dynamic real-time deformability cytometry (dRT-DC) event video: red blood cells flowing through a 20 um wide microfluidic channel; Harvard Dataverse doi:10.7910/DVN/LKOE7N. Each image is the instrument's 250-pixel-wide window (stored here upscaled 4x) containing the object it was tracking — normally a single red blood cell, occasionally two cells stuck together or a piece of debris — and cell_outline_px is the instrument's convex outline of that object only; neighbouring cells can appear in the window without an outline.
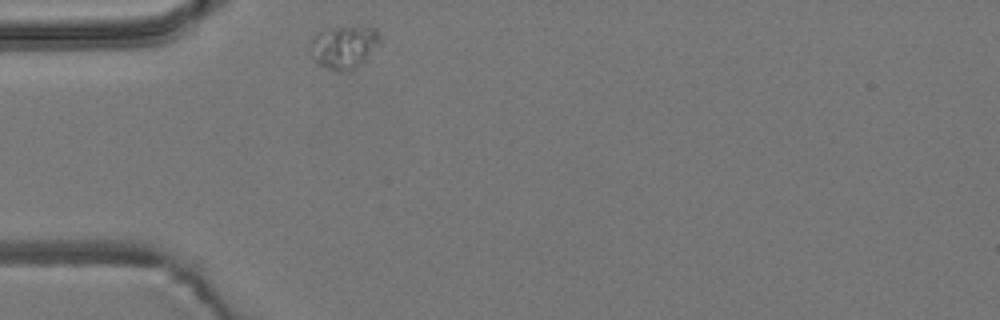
{"species": "common noctule bat (a hibernating species)", "species_latin": "Nyctalus noctula", "temperature_condition": "room temperature", "stored_images_in_passage": 43, "camera_frame_rate_fps": 3000, "um_per_image_px": 0.085, "animal": {"sex": "male", "body_mass_g": 19.2, "forearm_length_mm": 51.8}, "frame": {"image": 1, "passage_image": 1, "time_ms": 0.0, "image_size_px": [1000, 320], "cell_outline_px": [[384, 40], [360, 64], [348, 72], [340, 72], [328, 68], [320, 64], [312, 56], [308, 48], [308, 44], [312, 36], [316, 32], [324, 28], [376, 28]], "centroid_in_image_um": [29.21, 3.99], "position_along_channel_um": 55.8, "area_um2": 17.57}}
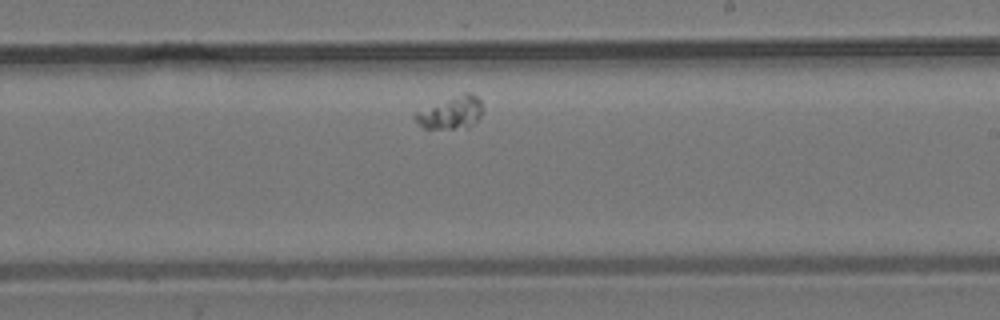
{"frame": {"image": 2, "passage_image": 19, "time_ms": 6.0, "image_size_px": [1000, 320], "cell_outline_px": [[484, 112], [468, 128], [424, 128], [412, 116], [412, 112], [464, 92], [468, 92], [476, 96], [480, 100], [484, 108]], "centroid_in_image_um": [38.33, 9.56], "position_along_channel_um": 250.7, "area_um2": 12.89}}
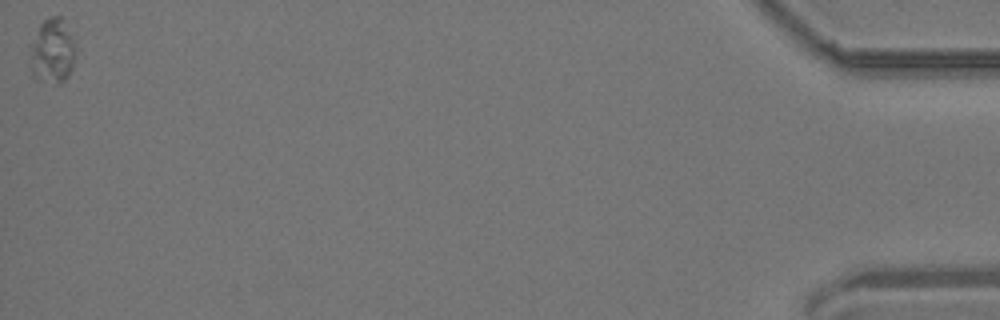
{"frame": {"image": 3, "passage_image": 43, "time_ms": 14.0, "image_size_px": [1000, 320], "cell_outline_px": [[76, 56], [72, 68], [68, 76], [60, 84], [56, 84], [36, 76], [32, 72], [32, 48], [40, 24], [48, 16], [60, 16], [76, 48]], "centroid_in_image_um": [4.51, 4.35], "position_along_channel_um": 430.7, "area_um2": 16.3}}